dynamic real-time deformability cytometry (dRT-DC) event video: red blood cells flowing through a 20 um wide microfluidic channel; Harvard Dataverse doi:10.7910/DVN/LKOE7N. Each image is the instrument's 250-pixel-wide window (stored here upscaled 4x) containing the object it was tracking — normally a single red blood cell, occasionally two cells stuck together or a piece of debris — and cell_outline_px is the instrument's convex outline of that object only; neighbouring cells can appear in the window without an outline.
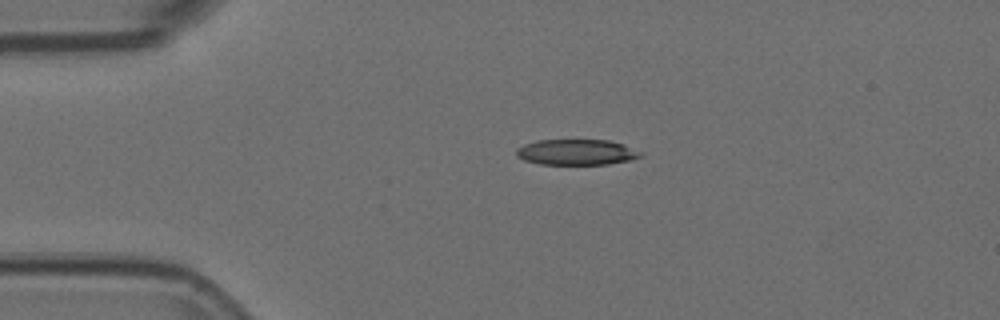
{"species": "Egyptian fruit bat (a non-hibernating species)", "species_latin": "Rousettus aegyptiacus", "temperature_condition": "room temperature", "stored_images_in_passage": 44, "camera_frame_rate_fps": 3000, "um_per_image_px": 0.085, "animal": {"sex": "female"}, "frame": {"image": 1, "passage_image": 1, "time_ms": 0.0, "image_size_px": [1000, 320], "cell_outline_px": [[644, 156], [628, 160], [608, 164], [540, 164], [524, 160], [516, 156], [516, 148], [524, 144], [536, 140], [608, 140], [624, 144], [644, 152]], "centroid_in_image_um": [49.02, 12.93], "position_along_channel_um": 36.0, "area_um2": 18.73}}
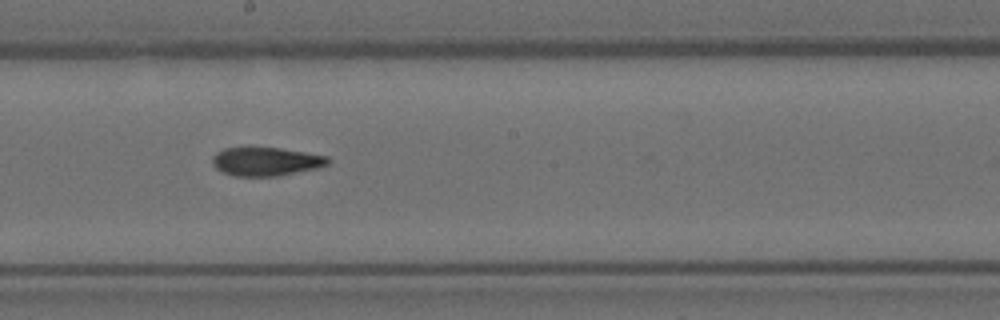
{"frame": {"image": 2, "passage_image": 19, "time_ms": 6.0, "image_size_px": [1000, 320], "cell_outline_px": [[328, 164], [316, 168], [280, 176], [236, 176], [224, 172], [216, 168], [212, 164], [212, 156], [216, 152], [224, 148], [248, 144], [280, 148], [328, 156]], "centroid_in_image_um": [22.53, 13.68], "position_along_channel_um": 225.7, "area_um2": 19.88}}
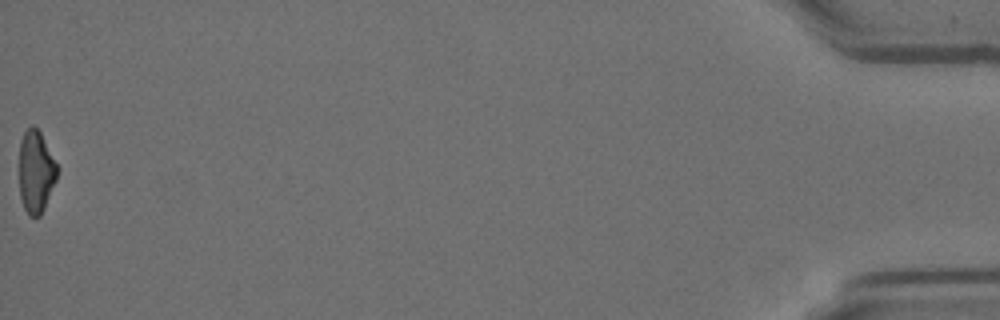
{"frame": {"image": 3, "passage_image": 44, "time_ms": 14.333, "image_size_px": [1000, 320], "cell_outline_px": [[56, 180], [44, 208], [40, 216], [28, 216], [24, 208], [20, 196], [20, 140], [24, 132], [32, 124], [40, 132], [56, 164]], "centroid_in_image_um": [3.03, 14.61], "position_along_channel_um": 432.2, "area_um2": 17.8}, "authors_computed_cell_mechanics": {"area_um2": 19.8832, "velocity_mm_per_s": 3.7347, "shape_relaxation_time_tau1_ms": null, "shape_relaxation_time_tau2_ms": 5.0238, "deformation_change_tau1": null, "deformation_change_tau2": 0.1378}}